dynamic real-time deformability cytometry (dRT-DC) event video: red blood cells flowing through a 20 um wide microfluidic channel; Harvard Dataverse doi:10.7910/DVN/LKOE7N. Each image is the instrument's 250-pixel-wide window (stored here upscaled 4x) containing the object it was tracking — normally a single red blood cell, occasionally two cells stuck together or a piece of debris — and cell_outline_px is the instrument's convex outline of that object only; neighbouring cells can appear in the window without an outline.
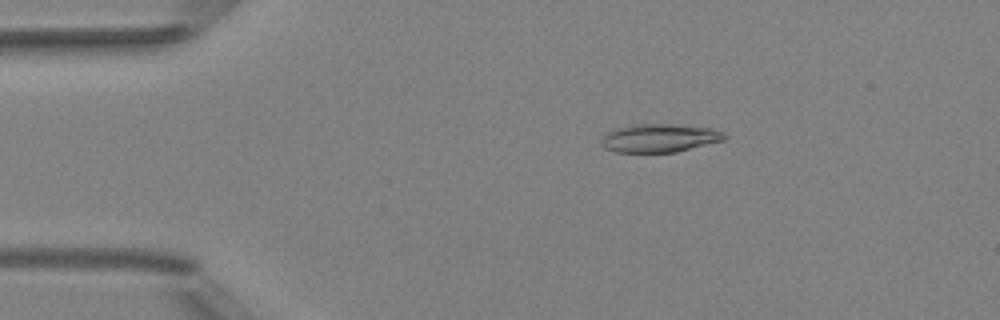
{"species": "Egyptian fruit bat (a non-hibernating species)", "species_latin": "Rousettus aegyptiacus", "temperature_condition": "room temperature", "stored_images_in_passage": 5, "camera_frame_rate_fps": 3000, "um_per_image_px": 0.085, "animal": {"sex": "female"}, "frame": {"image": 1, "passage_image": 3, "time_ms": 2.333, "image_size_px": [1000, 320], "cell_outline_px": [[728, 136], [724, 140], [676, 152], [616, 152], [604, 148], [600, 144], [600, 140], [608, 132], [616, 128], [636, 124], [672, 124], [712, 128], [724, 132]], "centroid_in_image_um": [56.06, 11.73], "position_along_channel_um": 28.9, "area_um2": 20.35}}
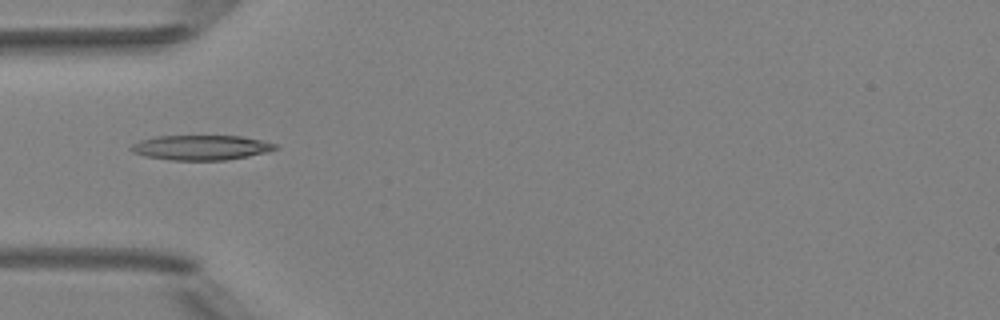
{"frame": {"image": 2, "passage_image": 5, "time_ms": 4.667, "image_size_px": [1000, 320], "cell_outline_px": [[280, 148], [248, 156], [224, 160], [172, 160], [144, 156], [132, 152], [128, 148], [132, 144], [140, 140], [156, 136], [240, 136], [264, 140], [276, 144]], "centroid_in_image_um": [17.07, 12.54], "position_along_channel_um": 67.9, "area_um2": 20.92}}